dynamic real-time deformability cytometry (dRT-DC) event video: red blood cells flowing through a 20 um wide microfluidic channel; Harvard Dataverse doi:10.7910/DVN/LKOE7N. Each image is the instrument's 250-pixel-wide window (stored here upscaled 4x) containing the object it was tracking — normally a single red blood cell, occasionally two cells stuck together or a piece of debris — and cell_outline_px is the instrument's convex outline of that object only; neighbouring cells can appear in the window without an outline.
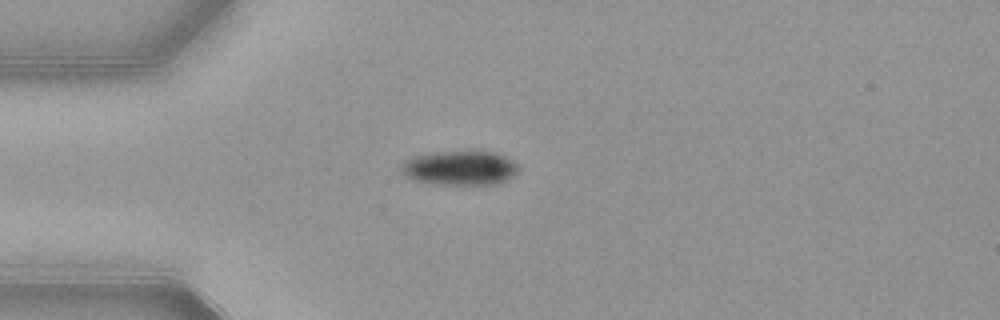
{"species": "common noctule bat (a hibernating species)", "species_latin": "Nyctalus noctula", "temperature_condition": "warm", "stored_images_in_passage": 40, "camera_frame_rate_fps": 3000, "um_per_image_px": 0.085, "animal": {"sex": "female", "body_mass_g": 21.9}, "frame": {"image": 1, "passage_image": 1, "time_ms": 0.0, "image_size_px": [1000, 320], "cell_outline_px": [[520, 168], [508, 180], [496, 184], [436, 184], [412, 180], [404, 176], [400, 172], [400, 168], [404, 160], [416, 156], [436, 152], [496, 152], [512, 160]], "centroid_in_image_um": [39.06, 14.29], "position_along_channel_um": 45.9, "area_um2": 23.41}}
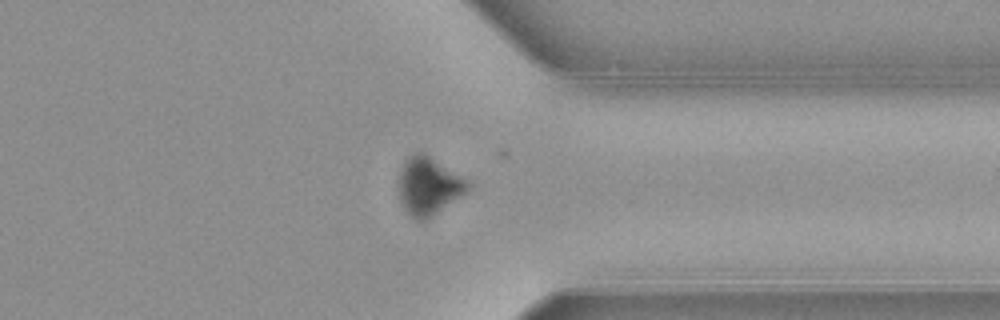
{"frame": {"image": 2, "passage_image": 28, "time_ms": 9.0, "image_size_px": [1000, 320], "cell_outline_px": [[472, 184], [468, 192], [432, 216], [424, 220], [420, 220], [412, 216], [404, 208], [400, 200], [396, 180], [400, 168], [404, 160], [408, 156], [416, 152], [420, 152], [428, 156], [468, 180]], "centroid_in_image_um": [36.4, 15.81], "position_along_channel_um": 375.0, "area_um2": 23.35}}
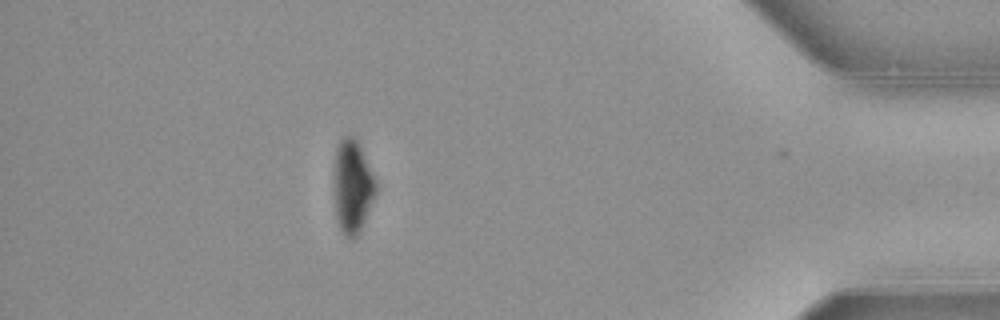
{"frame": {"image": 3, "passage_image": 34, "time_ms": 11.0, "image_size_px": [1000, 320], "cell_outline_px": [[376, 192], [360, 232], [352, 240], [348, 240], [344, 236], [336, 220], [336, 148], [340, 140], [348, 132], [360, 144], [376, 184]], "centroid_in_image_um": [29.98, 15.88], "position_along_channel_um": 405.2, "area_um2": 22.2}, "authors_computed_cell_mechanics": {"area_um2": 25.9233, "velocity_mm_per_s": 3.8846, "shape_relaxation_time_tau1_ms": 2.1029, "shape_relaxation_time_tau2_ms": null, "deformation_change_tau1": 0.1047, "deformation_change_tau2": null}}